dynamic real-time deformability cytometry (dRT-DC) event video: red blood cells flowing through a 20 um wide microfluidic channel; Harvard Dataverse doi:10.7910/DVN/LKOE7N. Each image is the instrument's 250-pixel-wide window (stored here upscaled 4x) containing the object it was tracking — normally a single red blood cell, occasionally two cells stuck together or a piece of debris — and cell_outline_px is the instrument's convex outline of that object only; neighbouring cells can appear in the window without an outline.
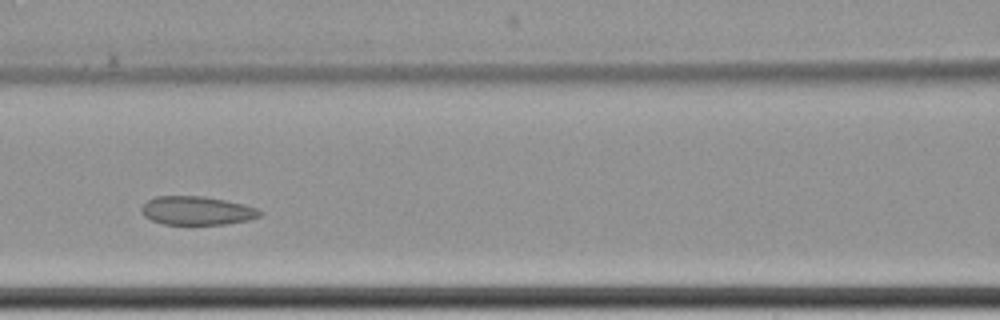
{"species": "common noctule bat (a hibernating species)", "species_latin": "Nyctalus noctula", "temperature_condition": "cold", "stored_images_in_passage": 9, "camera_frame_rate_fps": 3000, "um_per_image_px": 0.085, "animal": {"sex": "female", "body_mass_g": 22.7, "forearm_length_mm": 54.2}, "frame": {"image": 1, "passage_image": 6, "time_ms": 6.0, "image_size_px": [1000, 320], "cell_outline_px": [[264, 212], [260, 216], [248, 220], [224, 224], [164, 224], [152, 220], [144, 216], [140, 212], [140, 208], [148, 200], [156, 196], [204, 196], [244, 204], [256, 208]], "centroid_in_image_um": [16.73, 17.9], "position_along_channel_um": 149.9, "area_um2": 19.71}}
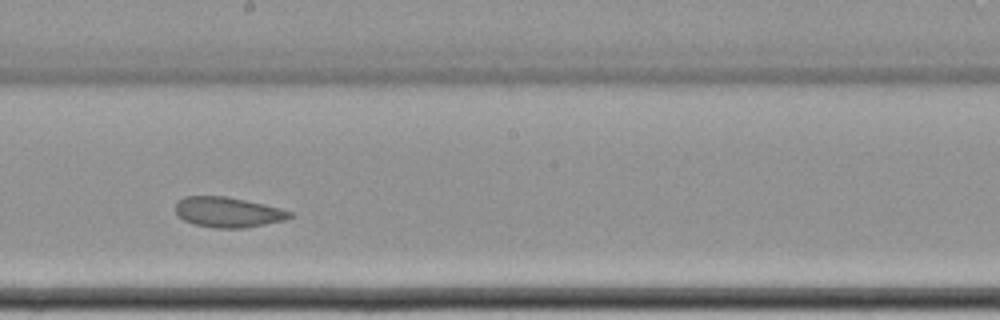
{"frame": {"image": 2, "passage_image": 8, "time_ms": 8.333, "image_size_px": [1000, 320], "cell_outline_px": [[292, 216], [284, 220], [244, 228], [212, 228], [192, 224], [184, 220], [176, 212], [176, 200], [184, 196], [228, 196], [264, 204], [280, 208], [292, 212]], "centroid_in_image_um": [19.34, 18.03], "position_along_channel_um": 228.9, "area_um2": 20.23}}
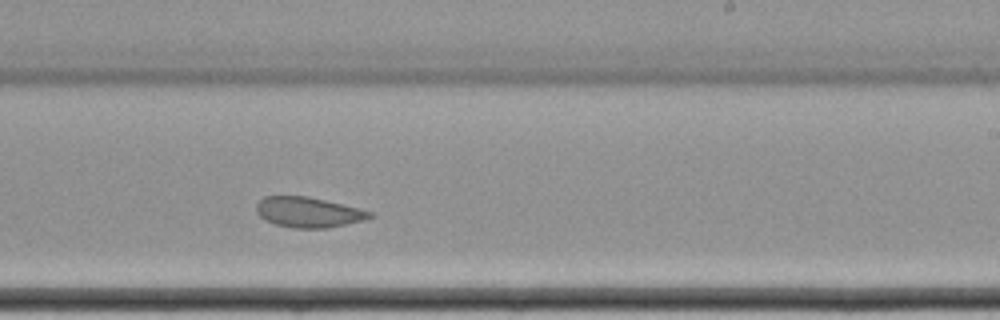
{"frame": {"image": 3, "passage_image": 9, "time_ms": 9.333, "image_size_px": [1000, 320], "cell_outline_px": [[372, 216], [364, 220], [328, 228], [292, 228], [276, 224], [264, 220], [256, 212], [256, 204], [264, 196], [308, 196], [360, 208], [372, 212]], "centroid_in_image_um": [26.19, 18.04], "position_along_channel_um": 262.8, "area_um2": 20.06}}